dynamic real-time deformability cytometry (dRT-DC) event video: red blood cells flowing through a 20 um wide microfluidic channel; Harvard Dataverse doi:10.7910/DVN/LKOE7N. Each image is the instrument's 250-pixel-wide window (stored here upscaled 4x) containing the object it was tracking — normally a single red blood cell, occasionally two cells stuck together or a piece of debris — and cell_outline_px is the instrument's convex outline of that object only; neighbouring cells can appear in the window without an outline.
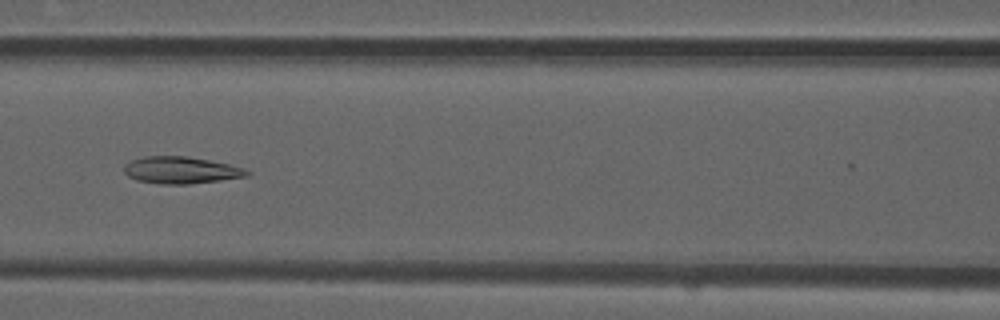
{"species": "common noctule bat (a hibernating species)", "species_latin": "Nyctalus noctula", "temperature_condition": "room temperature", "stored_images_in_passage": 42, "camera_frame_rate_fps": 3000, "um_per_image_px": 0.085, "animal": {"sex": "male", "forearm_length_mm": 52.5}, "frame": {"image": 1, "passage_image": 22, "time_ms": 7.0, "image_size_px": [1000, 320], "cell_outline_px": [[252, 172], [248, 176], [220, 180], [188, 184], [160, 184], [136, 180], [128, 176], [124, 172], [124, 164], [132, 160], [144, 156], [188, 156], [228, 164], [244, 168]], "centroid_in_image_um": [15.37, 14.46], "position_along_channel_um": 151.2, "area_um2": 19.31}}
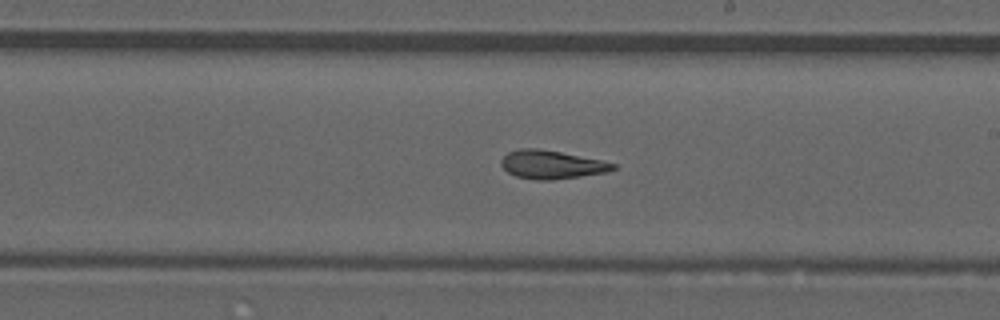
{"frame": {"image": 2, "passage_image": 29, "time_ms": 9.333, "image_size_px": [1000, 320], "cell_outline_px": [[616, 168], [608, 172], [552, 180], [536, 180], [516, 176], [508, 172], [500, 164], [500, 160], [508, 152], [520, 148], [540, 148], [600, 160], [616, 164]], "centroid_in_image_um": [46.86, 13.99], "position_along_channel_um": 242.1, "area_um2": 18.44}}
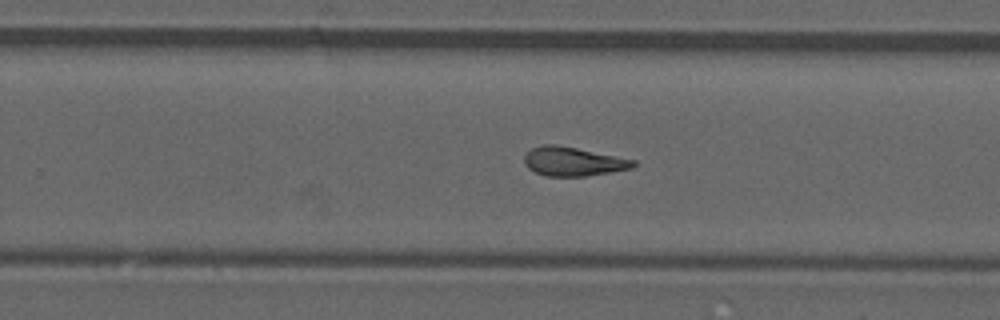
{"frame": {"image": 3, "passage_image": 32, "time_ms": 10.333, "image_size_px": [1000, 320], "cell_outline_px": [[636, 164], [632, 168], [584, 176], [544, 176], [528, 168], [524, 164], [524, 156], [532, 148], [540, 144], [556, 144], [636, 160]], "centroid_in_image_um": [48.67, 13.72], "position_along_channel_um": 281.1, "area_um2": 18.26}}